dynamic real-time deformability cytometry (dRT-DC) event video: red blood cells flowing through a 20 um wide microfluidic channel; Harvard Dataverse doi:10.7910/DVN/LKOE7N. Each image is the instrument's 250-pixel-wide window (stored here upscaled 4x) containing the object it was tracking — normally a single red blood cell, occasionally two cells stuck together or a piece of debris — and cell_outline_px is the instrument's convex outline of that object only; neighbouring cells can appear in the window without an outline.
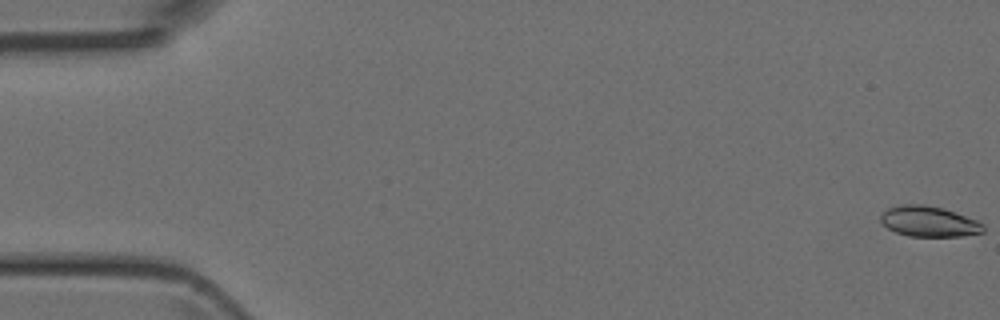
{"species": "Egyptian fruit bat (a non-hibernating species)", "species_latin": "Rousettus aegyptiacus", "temperature_condition": "room temperature", "stored_images_in_passage": 49, "camera_frame_rate_fps": 3000, "um_per_image_px": 0.085, "animal": {"sex": "female"}, "frame": {"image": 1, "passage_image": 1, "time_ms": 0.0, "image_size_px": [1000, 320], "cell_outline_px": [[984, 232], [964, 236], [908, 236], [896, 232], [888, 228], [880, 220], [880, 216], [888, 208], [900, 204], [924, 204], [944, 208], [976, 220], [984, 224]], "centroid_in_image_um": [78.97, 18.82], "position_along_channel_um": 6.0, "area_um2": 18.26}}
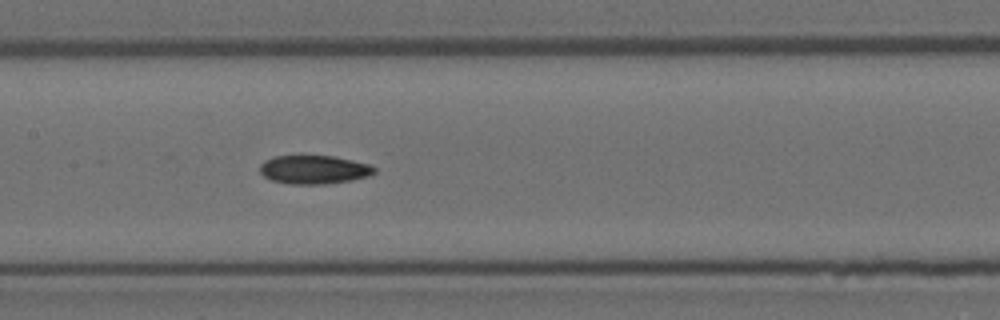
{"frame": {"image": 2, "passage_image": 24, "time_ms": 7.667, "image_size_px": [1000, 320], "cell_outline_px": [[376, 172], [368, 176], [352, 180], [324, 184], [288, 184], [272, 180], [264, 176], [260, 172], [260, 164], [264, 160], [272, 156], [300, 152], [332, 156], [372, 164], [376, 168]], "centroid_in_image_um": [26.65, 14.36], "position_along_channel_um": 180.8, "area_um2": 20.06}}
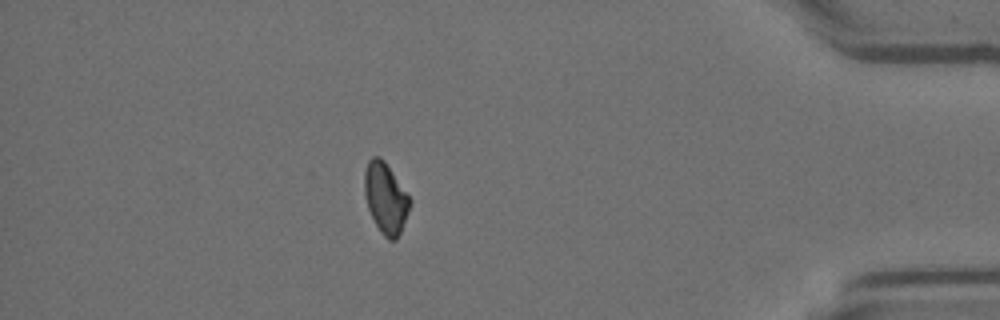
{"frame": {"image": 3, "passage_image": 43, "time_ms": 14.0, "image_size_px": [1000, 320], "cell_outline_px": [[412, 200], [408, 212], [400, 232], [396, 240], [388, 240], [380, 232], [368, 208], [364, 192], [364, 172], [368, 160], [372, 156], [380, 156], [384, 160]], "centroid_in_image_um": [32.77, 16.82], "position_along_channel_um": 402.4, "area_um2": 18.61}}